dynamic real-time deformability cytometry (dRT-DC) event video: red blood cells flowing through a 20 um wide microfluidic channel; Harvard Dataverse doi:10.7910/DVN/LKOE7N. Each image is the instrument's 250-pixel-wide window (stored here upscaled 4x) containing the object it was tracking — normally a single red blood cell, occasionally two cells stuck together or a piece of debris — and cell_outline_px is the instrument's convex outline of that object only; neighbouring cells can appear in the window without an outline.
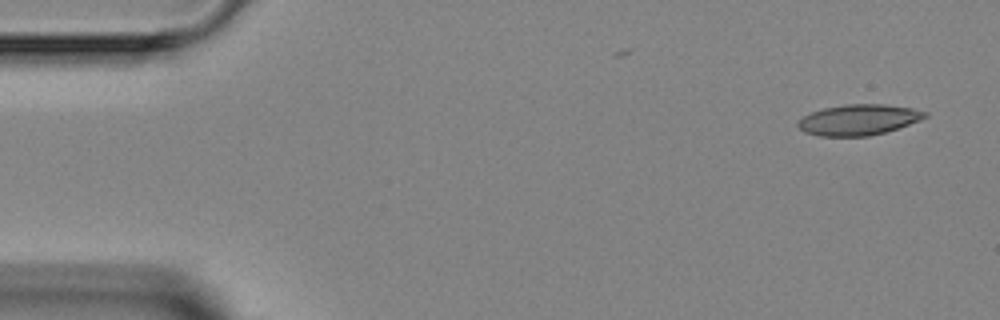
{"species": "Egyptian fruit bat (a non-hibernating species)", "species_latin": "Rousettus aegyptiacus", "temperature_condition": "room temperature", "stored_images_in_passage": 2, "camera_frame_rate_fps": 3000, "um_per_image_px": 0.085, "animal": {"sex": "female"}, "frame": {"image": 1, "passage_image": 2, "time_ms": 1.333, "image_size_px": [1000, 320], "cell_outline_px": [[928, 116], [920, 120], [884, 132], [868, 136], [820, 136], [804, 132], [796, 124], [804, 116], [812, 112], [824, 108], [844, 104], [884, 104], [912, 108], [928, 112]], "centroid_in_image_um": [72.98, 10.17], "position_along_channel_um": 12.0, "area_um2": 22.54}}